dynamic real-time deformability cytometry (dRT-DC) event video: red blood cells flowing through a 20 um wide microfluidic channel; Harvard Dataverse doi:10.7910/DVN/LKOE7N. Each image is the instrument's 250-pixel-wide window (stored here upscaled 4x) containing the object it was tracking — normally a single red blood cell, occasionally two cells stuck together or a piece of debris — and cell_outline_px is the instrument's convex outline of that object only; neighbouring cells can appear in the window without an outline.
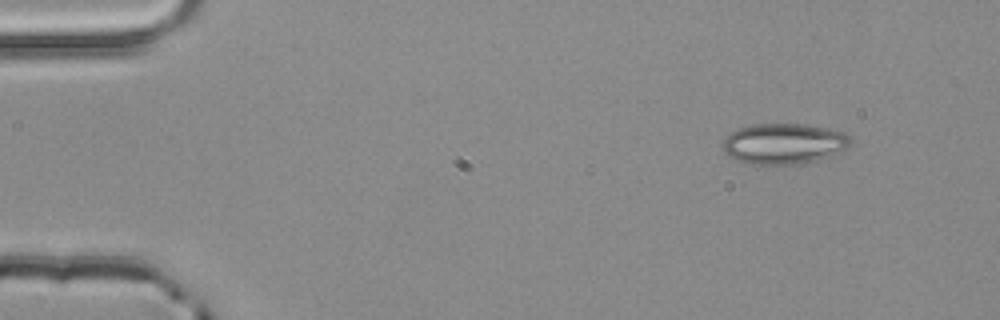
{"species": "common noctule bat (a hibernating species)", "species_latin": "Nyctalus noctula", "temperature_condition": "room temperature", "stored_images_in_passage": 3, "camera_frame_rate_fps": 3000, "um_per_image_px": 0.085, "animal": {"sex": "male", "body_mass_g": 20.4}, "frame": {"image": 1, "passage_image": 1, "time_ms": 0.0, "image_size_px": [1000, 320], "cell_outline_px": [[852, 144], [828, 156], [816, 160], [796, 164], [748, 164], [736, 160], [728, 156], [724, 152], [720, 144], [732, 132], [740, 128], [752, 124], [804, 124], [828, 128], [844, 132], [852, 136]], "centroid_in_image_um": [66.61, 12.21], "position_along_channel_um": 18.4, "area_um2": 30.29}}